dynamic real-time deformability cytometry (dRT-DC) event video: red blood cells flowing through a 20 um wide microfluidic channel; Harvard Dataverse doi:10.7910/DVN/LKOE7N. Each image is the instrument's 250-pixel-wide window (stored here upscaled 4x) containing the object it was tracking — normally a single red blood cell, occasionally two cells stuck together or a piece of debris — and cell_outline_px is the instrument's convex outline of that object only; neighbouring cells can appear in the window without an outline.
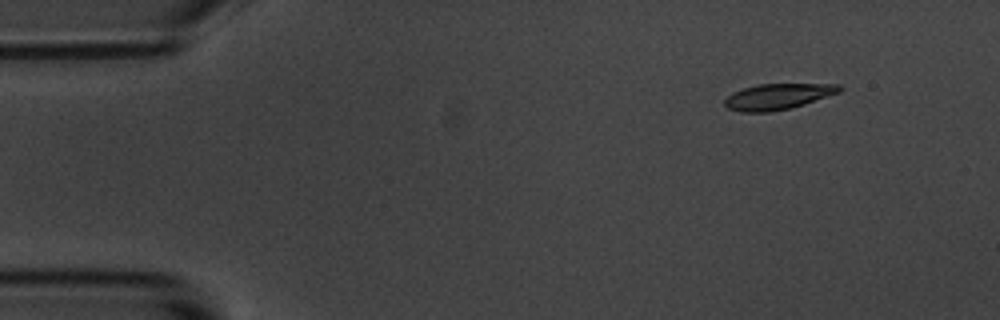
{"species": "common noctule bat (a hibernating species)", "species_latin": "Nyctalus noctula", "temperature_condition": "room temperature", "stored_images_in_passage": 3, "camera_frame_rate_fps": 3000, "um_per_image_px": 0.085, "animal": {"sex": "male", "body_mass_g": 20.1, "forearm_length_mm": 53.5}, "frame": {"image": 1, "passage_image": 1, "time_ms": 0.0, "image_size_px": [1000, 320], "cell_outline_px": [[844, 88], [840, 92], [804, 104], [788, 108], [768, 112], [740, 112], [728, 108], [724, 104], [724, 100], [732, 92], [744, 88], [760, 84], [840, 84]], "centroid_in_image_um": [66.12, 8.2], "position_along_channel_um": 18.9, "area_um2": 17.17}}